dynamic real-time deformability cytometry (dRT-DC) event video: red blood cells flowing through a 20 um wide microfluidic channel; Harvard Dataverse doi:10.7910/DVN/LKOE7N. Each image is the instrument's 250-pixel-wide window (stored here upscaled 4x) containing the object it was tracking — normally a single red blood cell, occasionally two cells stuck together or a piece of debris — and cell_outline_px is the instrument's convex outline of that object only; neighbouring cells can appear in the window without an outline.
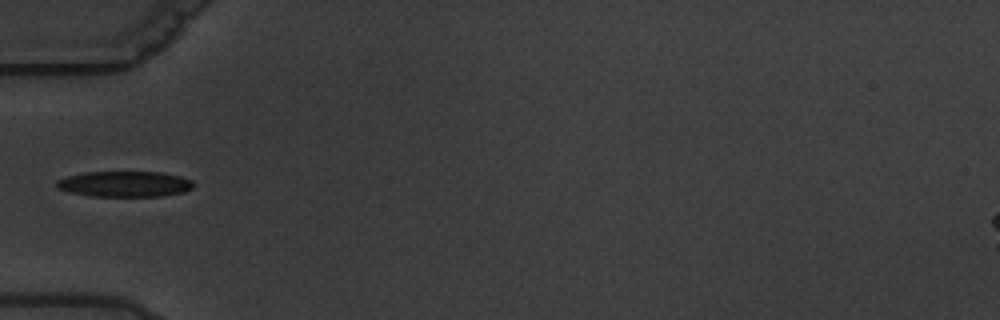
{"species": "common noctule bat (a hibernating species)", "species_latin": "Nyctalus noctula", "temperature_condition": "warm", "stored_images_in_passage": 11, "camera_frame_rate_fps": 3000, "um_per_image_px": 0.085, "animal": {"sex": "male", "body_mass_g": 19.5, "forearm_length_mm": 54.6}, "frame": {"image": 1, "passage_image": 4, "time_ms": 3.333, "image_size_px": [1000, 320], "cell_outline_px": [[192, 188], [184, 192], [160, 196], [92, 196], [68, 192], [56, 188], [56, 180], [68, 176], [84, 172], [160, 172], [180, 176], [192, 180]], "centroid_in_image_um": [10.57, 15.64], "position_along_channel_um": 74.4, "area_um2": 20.46}}